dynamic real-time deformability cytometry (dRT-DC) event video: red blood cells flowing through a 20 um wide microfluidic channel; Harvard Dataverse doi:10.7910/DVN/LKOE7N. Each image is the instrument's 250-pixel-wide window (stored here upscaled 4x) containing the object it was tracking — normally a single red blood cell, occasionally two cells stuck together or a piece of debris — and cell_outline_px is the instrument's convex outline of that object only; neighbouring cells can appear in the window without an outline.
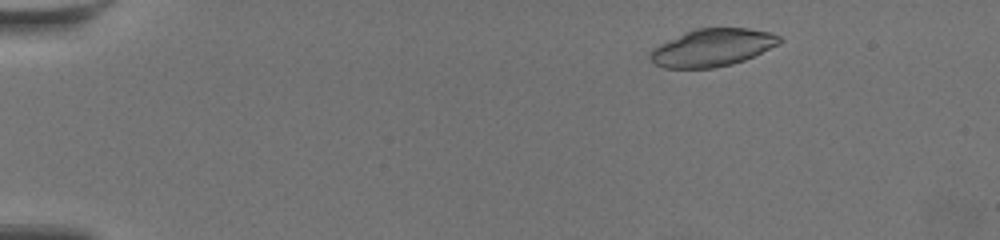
{"species": "common noctule bat (a hibernating species)", "species_latin": "Nyctalus noctula", "temperature_condition": "warm", "stored_images_in_passage": 57, "camera_frame_rate_fps": 3000, "um_per_image_px": 0.085, "animal": {"sex": "female", "body_mass_g": 19.5, "forearm_length_mm": 54.1}, "frame": {"image": 1, "passage_image": 6, "time_ms": 1.667, "image_size_px": [1000, 240], "cell_outline_px": [[784, 40], [780, 44], [744, 60], [732, 64], [712, 68], [664, 68], [652, 64], [648, 56], [648, 52], [652, 48], [684, 32], [696, 28], [748, 28], [772, 32], [780, 36]], "centroid_in_image_um": [60.54, 4.05], "position_along_channel_um": 24.5, "area_um2": 28.61}}
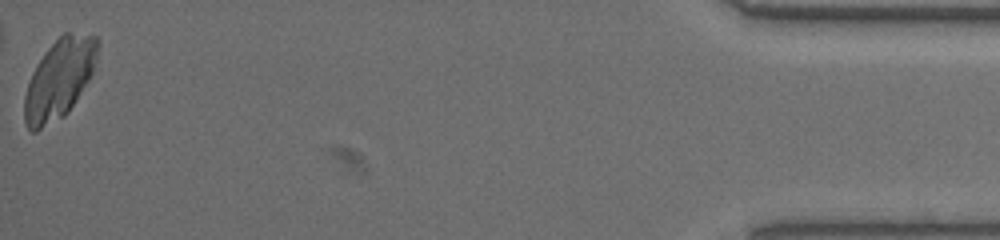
{"frame": {"image": 2, "passage_image": 57, "time_ms": 18.667, "image_size_px": [1000, 240], "cell_outline_px": [[100, 44], [92, 72], [88, 80], [68, 112], [64, 116], [36, 132], [32, 132], [28, 128], [24, 120], [24, 96], [32, 72], [36, 64], [44, 52], [64, 32], [68, 32], [96, 36], [100, 40]], "centroid_in_image_um": [5.03, 6.7], "position_along_channel_um": 430.2, "area_um2": 33.81}}